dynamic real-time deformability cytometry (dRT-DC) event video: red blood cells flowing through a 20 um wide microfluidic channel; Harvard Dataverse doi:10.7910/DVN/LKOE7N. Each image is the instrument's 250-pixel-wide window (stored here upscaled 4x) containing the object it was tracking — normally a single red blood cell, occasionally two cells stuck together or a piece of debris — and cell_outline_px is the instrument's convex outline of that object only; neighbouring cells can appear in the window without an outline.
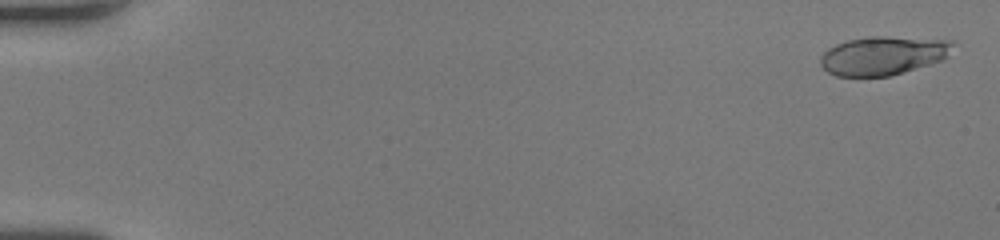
{"species": "human", "species_latin": "Homo sapiens", "temperature_condition": "room temperature", "stored_images_in_passage": 63, "camera_frame_rate_fps": 3000, "um_per_image_px": 0.085, "donor": {"sex": "female"}, "frame": {"image": 1, "passage_image": 2, "time_ms": 0.333, "image_size_px": [1000, 240], "cell_outline_px": [[952, 44], [948, 56], [944, 60], [904, 72], [888, 76], [836, 76], [828, 72], [820, 64], [820, 56], [828, 48], [836, 44], [848, 40], [872, 36], [884, 36], [952, 40]], "centroid_in_image_um": [75.06, 4.72], "position_along_channel_um": 9.9, "area_um2": 29.82}}
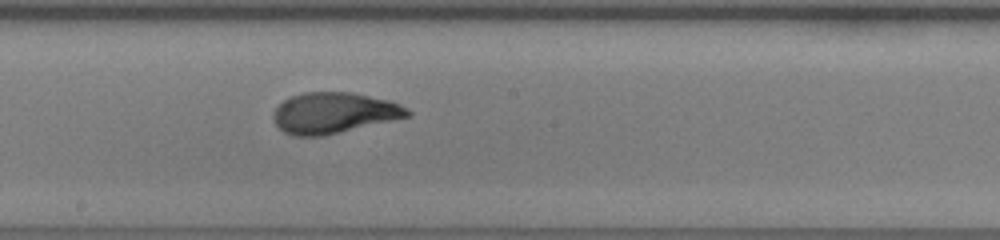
{"frame": {"image": 2, "passage_image": 36, "time_ms": 11.667, "image_size_px": [1000, 240], "cell_outline_px": [[412, 116], [324, 136], [292, 136], [284, 132], [276, 124], [272, 116], [272, 112], [284, 100], [292, 96], [304, 92], [352, 92], [388, 100], [400, 104], [408, 108], [412, 112]], "centroid_in_image_um": [28.4, 9.6], "position_along_channel_um": 219.8, "area_um2": 32.14}}
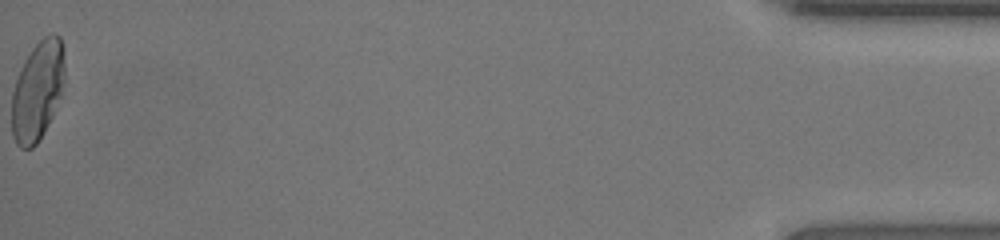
{"frame": {"image": 3, "passage_image": 63, "time_ms": 20.667, "image_size_px": [1000, 240], "cell_outline_px": [[64, 84], [60, 96], [52, 116], [44, 132], [36, 144], [32, 148], [20, 148], [16, 144], [12, 136], [12, 92], [16, 80], [24, 60], [32, 48], [44, 36], [52, 32], [60, 36], [64, 48]], "centroid_in_image_um": [3.2, 7.69], "position_along_channel_um": 432.0, "area_um2": 30.75}}